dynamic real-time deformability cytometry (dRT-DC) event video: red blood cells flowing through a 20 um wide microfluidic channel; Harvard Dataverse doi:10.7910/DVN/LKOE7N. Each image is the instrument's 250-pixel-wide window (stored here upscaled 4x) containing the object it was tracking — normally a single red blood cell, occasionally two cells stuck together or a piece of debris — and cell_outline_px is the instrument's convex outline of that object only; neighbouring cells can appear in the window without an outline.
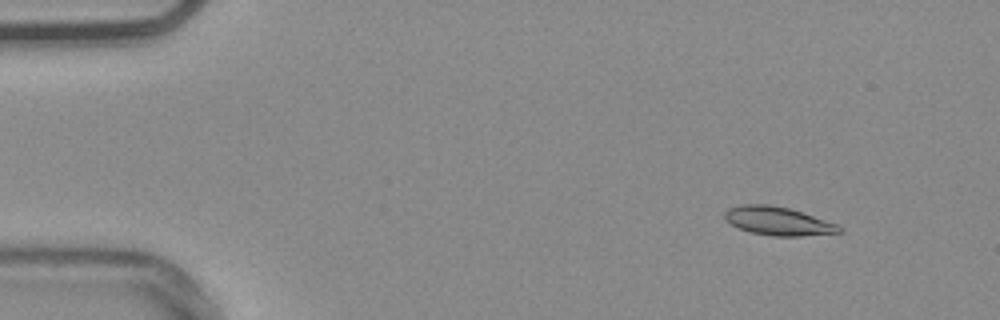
{"species": "common noctule bat (a hibernating species)", "species_latin": "Nyctalus noctula", "temperature_condition": "warm", "stored_images_in_passage": 52, "camera_frame_rate_fps": 3000, "um_per_image_px": 0.085, "animal": {"sex": "male", "body_mass_g": 20.4}, "frame": {"image": 1, "passage_image": 4, "time_ms": 1.0, "image_size_px": [1000, 320], "cell_outline_px": [[844, 232], [800, 236], [772, 236], [752, 232], [740, 228], [724, 220], [724, 212], [728, 208], [740, 204], [768, 204], [788, 208], [836, 224], [844, 228]], "centroid_in_image_um": [66.11, 18.79], "position_along_channel_um": 18.9, "area_um2": 18.84}}
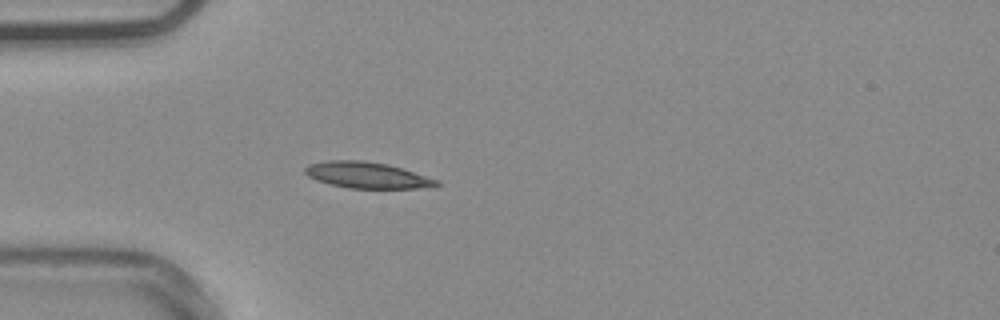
{"frame": {"image": 2, "passage_image": 14, "time_ms": 4.333, "image_size_px": [1000, 320], "cell_outline_px": [[440, 184], [436, 188], [348, 188], [328, 184], [316, 180], [308, 176], [304, 172], [304, 168], [308, 164], [328, 160], [364, 160], [388, 164], [440, 180]], "centroid_in_image_um": [31.22, 14.89], "position_along_channel_um": 53.8, "area_um2": 20.35}}
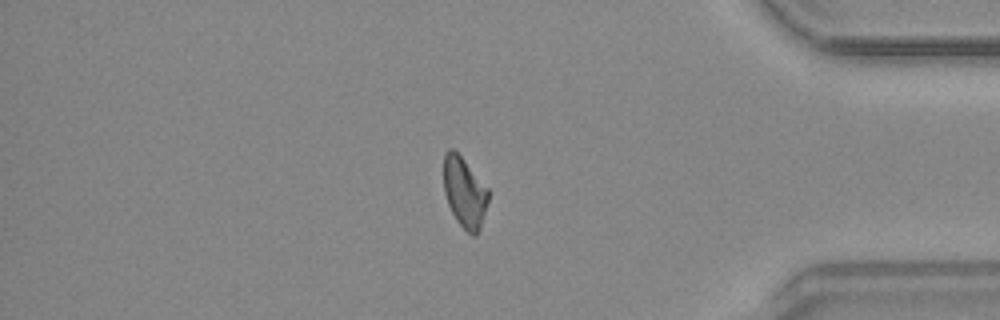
{"frame": {"image": 3, "passage_image": 44, "time_ms": 14.333, "image_size_px": [1000, 320], "cell_outline_px": [[488, 200], [480, 228], [476, 236], [472, 236], [456, 220], [448, 204], [444, 192], [444, 152], [448, 148], [452, 148], [464, 160], [488, 188]], "centroid_in_image_um": [39.47, 16.35], "position_along_channel_um": 395.7, "area_um2": 18.09}, "authors_computed_cell_mechanics": {"area_um2": 18.7272, "velocity_mm_per_s": 3.7841, "shape_relaxation_time_tau1_ms": null, "shape_relaxation_time_tau2_ms": 7.2006, "deformation_change_tau1": null, "deformation_change_tau2": 0.1357}}